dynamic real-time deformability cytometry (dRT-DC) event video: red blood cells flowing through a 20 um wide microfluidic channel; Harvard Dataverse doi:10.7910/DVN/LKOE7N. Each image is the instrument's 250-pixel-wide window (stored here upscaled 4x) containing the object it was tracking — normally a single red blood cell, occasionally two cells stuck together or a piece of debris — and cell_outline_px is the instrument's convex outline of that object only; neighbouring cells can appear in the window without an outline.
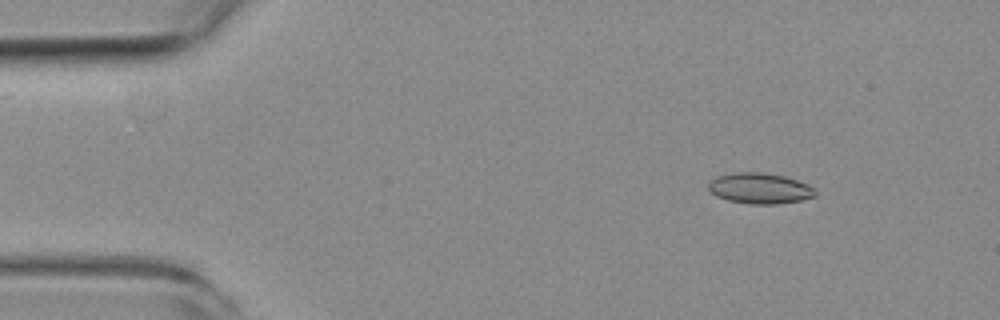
{"species": "common noctule bat (a hibernating species)", "species_latin": "Nyctalus noctula", "temperature_condition": "room temperature", "stored_images_in_passage": 8, "camera_frame_rate_fps": 3000, "um_per_image_px": 0.085, "animal": {"sex": "female", "body_mass_g": 19.3, "forearm_length_mm": 54.1}, "frame": {"image": 1, "passage_image": 1, "time_ms": 0.0, "image_size_px": [1000, 320], "cell_outline_px": [[816, 196], [800, 200], [776, 204], [748, 204], [728, 200], [716, 196], [708, 188], [708, 184], [716, 176], [732, 172], [760, 172], [784, 176], [808, 184], [816, 192]], "centroid_in_image_um": [64.56, 16.0], "position_along_channel_um": 20.4, "area_um2": 19.07}}
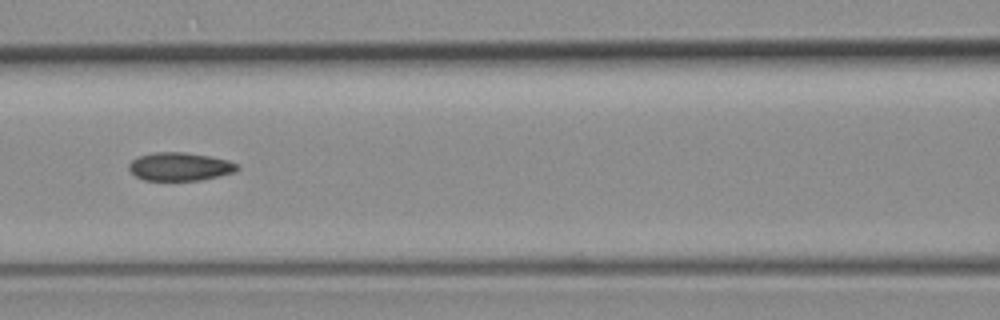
{"frame": {"image": 2, "passage_image": 6, "time_ms": 5.667, "image_size_px": [1000, 320], "cell_outline_px": [[240, 168], [236, 172], [200, 180], [144, 180], [136, 176], [128, 168], [128, 164], [132, 160], [140, 156], [152, 152], [184, 152], [208, 156], [228, 160], [236, 164]], "centroid_in_image_um": [15.29, 14.16], "position_along_channel_um": 151.3, "area_um2": 17.74}}
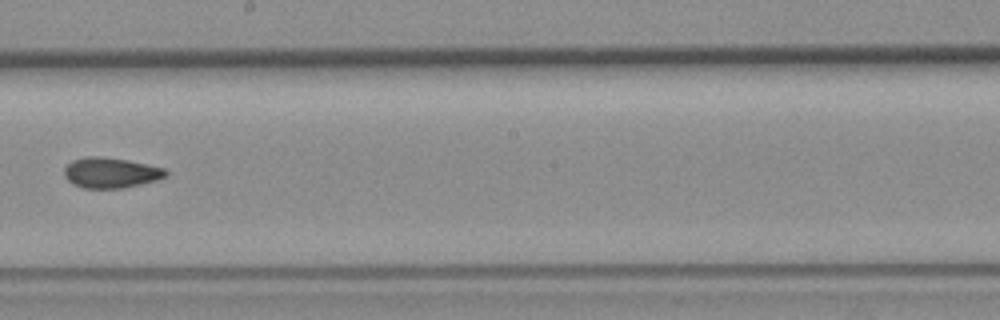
{"frame": {"image": 3, "passage_image": 8, "time_ms": 8.0, "image_size_px": [1000, 320], "cell_outline_px": [[168, 176], [156, 180], [124, 188], [84, 188], [72, 184], [64, 176], [64, 168], [72, 160], [88, 156], [100, 156], [128, 160], [164, 168], [168, 172]], "centroid_in_image_um": [9.41, 14.68], "position_along_channel_um": 238.8, "area_um2": 18.03}}